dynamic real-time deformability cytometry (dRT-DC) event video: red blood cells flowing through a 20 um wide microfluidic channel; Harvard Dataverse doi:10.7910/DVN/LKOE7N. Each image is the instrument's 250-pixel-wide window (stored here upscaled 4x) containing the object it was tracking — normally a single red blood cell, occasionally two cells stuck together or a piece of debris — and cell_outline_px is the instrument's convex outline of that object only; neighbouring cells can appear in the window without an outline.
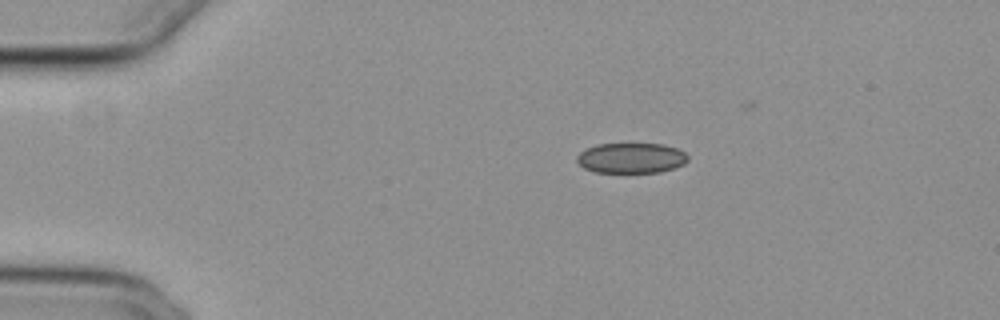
{"species": "common noctule bat (a hibernating species)", "species_latin": "Nyctalus noctula", "temperature_condition": "cold", "stored_images_in_passage": 44, "camera_frame_rate_fps": 3000, "um_per_image_px": 0.085, "animal": {"sex": "female", "body_mass_g": 29.2, "forearm_length_mm": 56.3}, "frame": {"image": 1, "passage_image": 1, "time_ms": 0.0, "image_size_px": [1000, 320], "cell_outline_px": [[688, 160], [684, 164], [676, 168], [660, 172], [592, 172], [584, 168], [576, 160], [576, 156], [580, 152], [596, 144], [664, 144], [676, 148], [684, 152], [688, 156]], "centroid_in_image_um": [53.66, 13.44], "position_along_channel_um": 31.3, "area_um2": 19.65}}
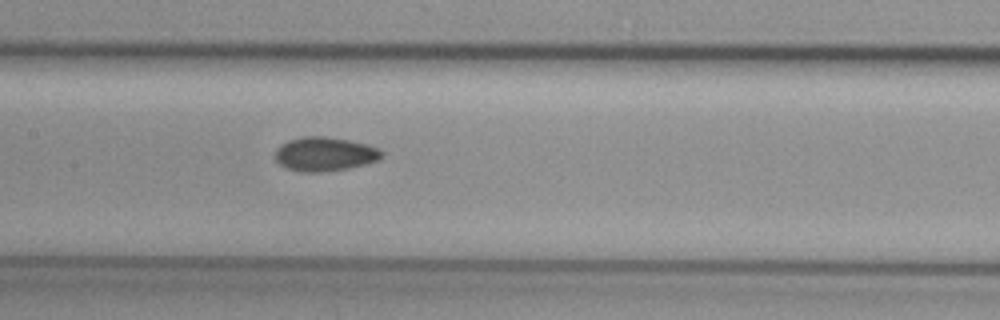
{"frame": {"image": 2, "passage_image": 17, "time_ms": 5.333, "image_size_px": [1000, 320], "cell_outline_px": [[384, 156], [380, 160], [348, 168], [320, 172], [304, 172], [284, 168], [276, 160], [276, 148], [280, 144], [288, 140], [304, 136], [324, 136], [348, 140], [368, 144], [380, 148], [384, 152]], "centroid_in_image_um": [27.63, 13.09], "position_along_channel_um": 179.8, "area_um2": 21.33}}
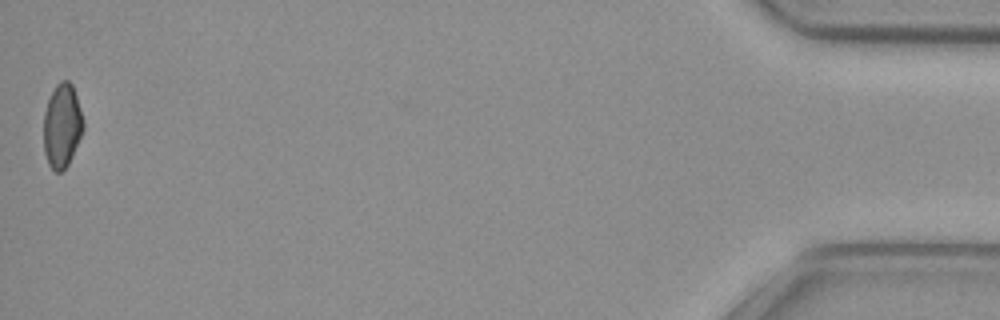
{"frame": {"image": 3, "passage_image": 44, "time_ms": 14.333, "image_size_px": [1000, 320], "cell_outline_px": [[84, 128], [72, 156], [68, 164], [60, 172], [56, 172], [48, 164], [44, 152], [44, 112], [48, 100], [56, 84], [60, 80], [68, 80], [72, 84], [84, 120]], "centroid_in_image_um": [5.27, 10.67], "position_along_channel_um": 429.9, "area_um2": 19.31}, "authors_computed_cell_mechanics": {"area_um2": 20.3745, "velocity_mm_per_s": 3.8516, "shape_relaxation_time_tau1_ms": null, "shape_relaxation_time_tau2_ms": 3.3428, "deformation_change_tau1": null, "deformation_change_tau2": 0.0699}}